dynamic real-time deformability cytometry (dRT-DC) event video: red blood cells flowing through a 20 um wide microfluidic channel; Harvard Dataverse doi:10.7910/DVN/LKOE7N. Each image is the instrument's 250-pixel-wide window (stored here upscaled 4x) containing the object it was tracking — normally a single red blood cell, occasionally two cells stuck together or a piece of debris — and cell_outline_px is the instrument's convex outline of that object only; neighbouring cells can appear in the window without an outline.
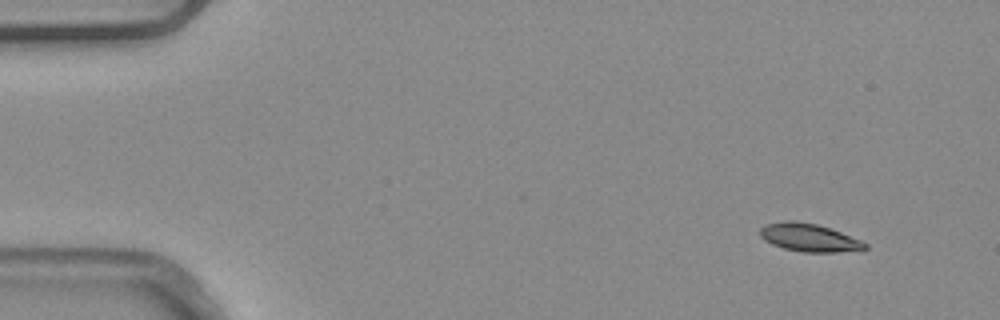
{"species": "common noctule bat (a hibernating species)", "species_latin": "Nyctalus noctula", "temperature_condition": "warm", "stored_images_in_passage": 4, "camera_frame_rate_fps": 3000, "um_per_image_px": 0.085, "animal": {"sex": "male", "body_mass_g": 20.4}, "frame": {"image": 1, "passage_image": 1, "time_ms": 0.0, "image_size_px": [1000, 320], "cell_outline_px": [[868, 248], [836, 252], [804, 252], [784, 248], [772, 244], [764, 240], [760, 236], [760, 228], [764, 224], [784, 220], [796, 220], [816, 224], [840, 232], [860, 240], [868, 244]], "centroid_in_image_um": [68.72, 20.18], "position_along_channel_um": 16.3, "area_um2": 16.99}}
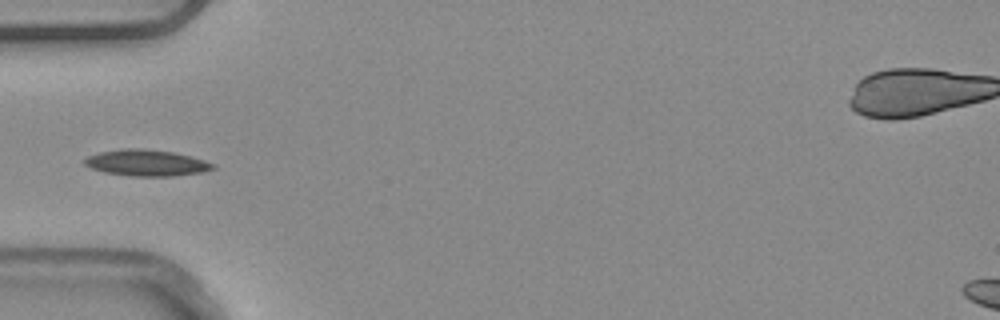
{"frame": {"image": 2, "passage_image": 4, "time_ms": 1.0, "image_size_px": [1000, 320], "cell_outline_px": [[216, 168], [200, 172], [172, 176], [128, 176], [104, 172], [92, 168], [84, 164], [84, 160], [88, 156], [100, 152], [124, 148], [144, 148], [172, 152], [204, 160], [216, 164]], "centroid_in_image_um": [12.44, 13.84], "position_along_channel_um": 72.6, "area_um2": 19.54}}